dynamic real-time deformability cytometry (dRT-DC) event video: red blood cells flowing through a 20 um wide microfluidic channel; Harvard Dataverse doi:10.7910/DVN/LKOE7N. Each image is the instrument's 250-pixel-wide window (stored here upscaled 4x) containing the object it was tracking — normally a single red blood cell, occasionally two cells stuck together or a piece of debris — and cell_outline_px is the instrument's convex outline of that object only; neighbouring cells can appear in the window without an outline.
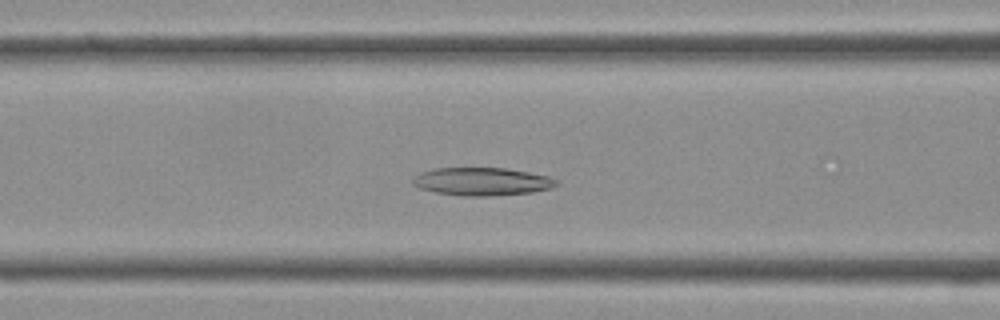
{"species": "Egyptian fruit bat (a non-hibernating species)", "species_latin": "Rousettus aegyptiacus", "temperature_condition": "cold", "stored_images_in_passage": 33, "camera_frame_rate_fps": 3000, "um_per_image_px": 0.085, "frame": {"image": 1, "passage_image": 9, "time_ms": 2.667, "image_size_px": [1000, 320], "cell_outline_px": [[560, 184], [552, 188], [532, 192], [488, 196], [460, 196], [436, 192], [420, 188], [412, 184], [412, 176], [420, 172], [432, 168], [504, 168], [528, 172], [548, 176], [556, 180]], "centroid_in_image_um": [40.93, 15.43], "position_along_channel_um": 125.7, "area_um2": 23.52}}
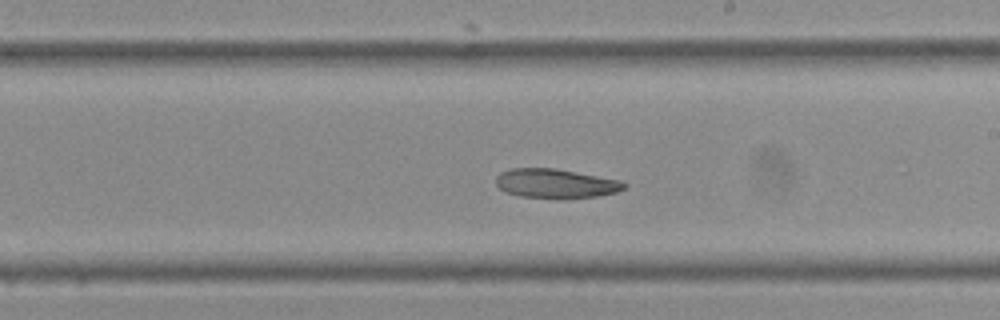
{"frame": {"image": 2, "passage_image": 16, "time_ms": 5.0, "image_size_px": [1000, 320], "cell_outline_px": [[628, 184], [624, 188], [616, 192], [596, 196], [560, 200], [520, 196], [508, 192], [500, 188], [496, 184], [496, 176], [500, 172], [512, 168], [552, 168], [620, 180]], "centroid_in_image_um": [47.22, 15.61], "position_along_channel_um": 241.8, "area_um2": 21.96}}
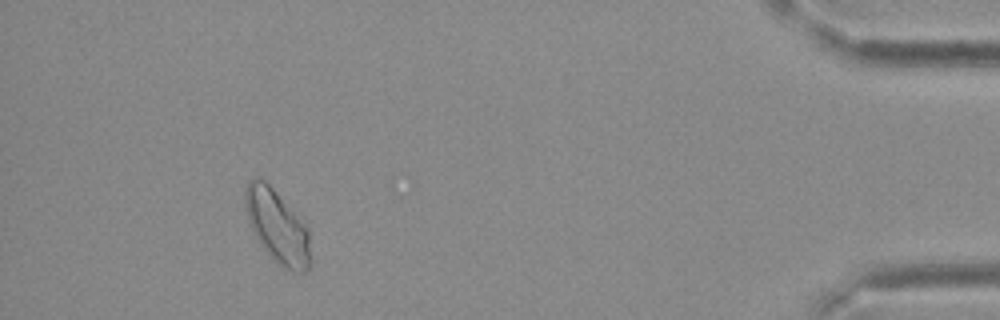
{"frame": {"image": 3, "passage_image": 30, "time_ms": 9.667, "image_size_px": [1000, 320], "cell_outline_px": [[312, 264], [304, 272], [300, 272], [288, 268], [280, 264], [260, 244], [248, 220], [244, 208], [244, 188], [248, 180], [252, 176], [264, 180], [272, 188], [308, 228], [312, 260]], "centroid_in_image_um": [23.55, 19.21], "position_along_channel_um": 411.6, "area_um2": 27.46}}